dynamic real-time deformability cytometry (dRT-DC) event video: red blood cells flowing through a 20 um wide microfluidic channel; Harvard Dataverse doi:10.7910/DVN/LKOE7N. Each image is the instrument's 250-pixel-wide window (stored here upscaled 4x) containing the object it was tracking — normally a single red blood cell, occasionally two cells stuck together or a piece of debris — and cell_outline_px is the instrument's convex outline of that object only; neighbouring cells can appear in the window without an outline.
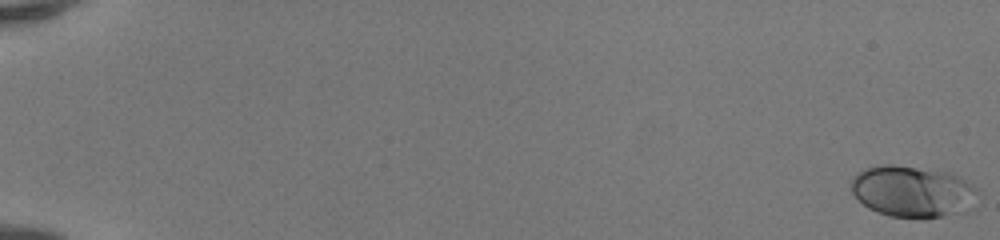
{"species": "human", "species_latin": "Homo sapiens", "temperature_condition": "room temperature", "stored_images_in_passage": 51, "camera_frame_rate_fps": 3000, "um_per_image_px": 0.085, "donor": {"sex": "female"}, "frame": {"image": 1, "passage_image": 1, "time_ms": 0.0, "image_size_px": [1000, 240], "cell_outline_px": [[976, 192], [968, 212], [940, 216], [892, 216], [868, 208], [852, 192], [852, 180], [856, 172], [864, 168], [880, 164], [892, 164], [952, 172], [972, 184], [976, 188]], "centroid_in_image_um": [77.56, 16.23], "position_along_channel_um": 7.4, "area_um2": 37.51}}
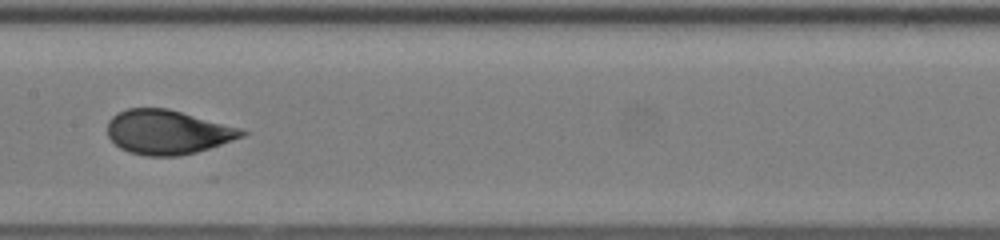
{"frame": {"image": 2, "passage_image": 29, "time_ms": 9.333, "image_size_px": [1000, 240], "cell_outline_px": [[248, 132], [244, 136], [196, 152], [180, 156], [148, 156], [128, 152], [120, 148], [108, 136], [108, 120], [116, 112], [128, 108], [168, 108], [240, 128]], "centroid_in_image_um": [14.21, 11.22], "position_along_channel_um": 193.2, "area_um2": 34.56}}
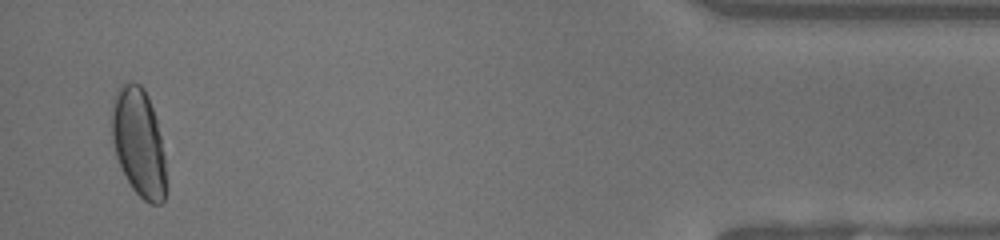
{"frame": {"image": 3, "passage_image": 50, "time_ms": 16.333, "image_size_px": [1000, 240], "cell_outline_px": [[164, 200], [160, 204], [152, 204], [144, 200], [132, 188], [120, 168], [116, 156], [112, 140], [112, 108], [116, 88], [120, 84], [128, 80], [140, 84], [144, 88], [148, 96], [156, 120], [160, 136], [164, 156]], "centroid_in_image_um": [11.75, 12.06], "position_along_channel_um": 423.4, "area_um2": 34.04}, "authors_computed_cell_mechanics": {"area_um2": 35.0846, "velocity_mm_per_s": 4.1901, "shape_relaxation_time_tau1_ms": 4.0575, "shape_relaxation_time_tau2_ms": null, "deformation_change_tau1": 0.1712, "deformation_change_tau2": null}}